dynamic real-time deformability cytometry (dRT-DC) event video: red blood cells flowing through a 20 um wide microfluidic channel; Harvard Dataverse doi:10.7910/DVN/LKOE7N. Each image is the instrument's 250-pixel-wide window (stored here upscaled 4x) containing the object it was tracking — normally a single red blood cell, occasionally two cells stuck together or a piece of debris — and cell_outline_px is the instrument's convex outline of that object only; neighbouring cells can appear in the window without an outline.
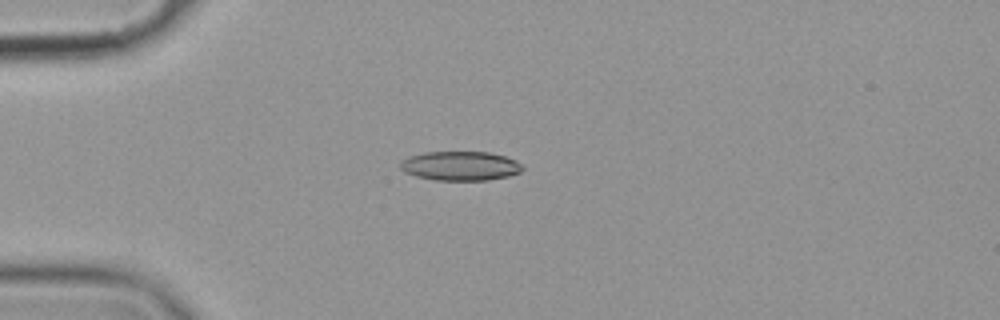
{"species": "common noctule bat (a hibernating species)", "species_latin": "Nyctalus noctula", "temperature_condition": "cold", "stored_images_in_passage": 58, "camera_frame_rate_fps": 3000, "um_per_image_px": 0.085, "animal": {"sex": "female", "body_mass_g": 19.9}, "frame": {"image": 1, "passage_image": 16, "time_ms": 5.0, "image_size_px": [1000, 320], "cell_outline_px": [[524, 168], [520, 172], [508, 176], [488, 180], [436, 180], [416, 176], [404, 172], [400, 168], [400, 160], [408, 156], [424, 152], [488, 152], [504, 156], [516, 160]], "centroid_in_image_um": [39.1, 14.1], "position_along_channel_um": 45.9, "area_um2": 20.87}}
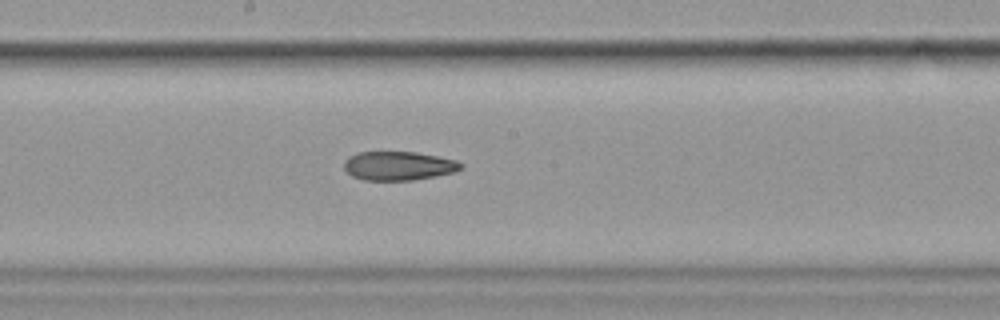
{"frame": {"image": 2, "passage_image": 32, "time_ms": 10.333, "image_size_px": [1000, 320], "cell_outline_px": [[464, 168], [456, 172], [436, 176], [412, 180], [364, 180], [352, 176], [344, 168], [344, 160], [348, 156], [360, 152], [416, 152], [456, 160], [464, 164]], "centroid_in_image_um": [33.9, 14.1], "position_along_channel_um": 214.3, "area_um2": 19.77}}
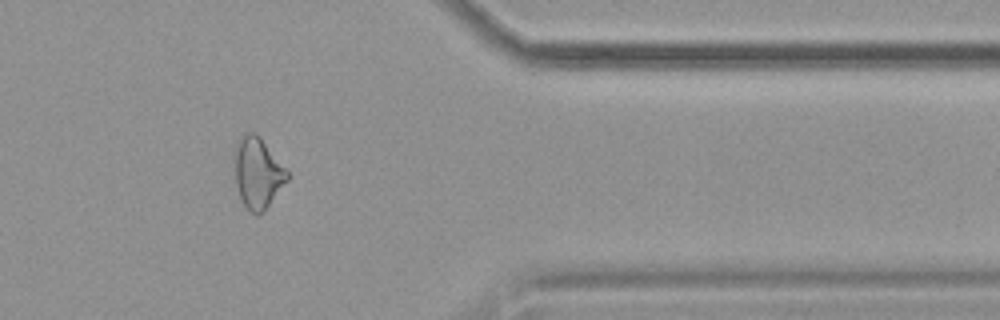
{"frame": {"image": 3, "passage_image": 48, "time_ms": 15.667, "image_size_px": [1000, 320], "cell_outline_px": [[288, 180], [264, 212], [256, 216], [244, 204], [240, 196], [236, 184], [232, 156], [232, 152], [236, 140], [244, 132], [256, 132], [260, 136], [288, 172]], "centroid_in_image_um": [21.85, 14.65], "position_along_channel_um": 389.5, "area_um2": 22.2}, "authors_computed_cell_mechanics": {"area_um2": 21.0392, "velocity_mm_per_s": 3.568, "shape_relaxation_time_tau1_ms": null, "shape_relaxation_time_tau2_ms": 4.347, "deformation_change_tau1": null, "deformation_change_tau2": 0.1194}}